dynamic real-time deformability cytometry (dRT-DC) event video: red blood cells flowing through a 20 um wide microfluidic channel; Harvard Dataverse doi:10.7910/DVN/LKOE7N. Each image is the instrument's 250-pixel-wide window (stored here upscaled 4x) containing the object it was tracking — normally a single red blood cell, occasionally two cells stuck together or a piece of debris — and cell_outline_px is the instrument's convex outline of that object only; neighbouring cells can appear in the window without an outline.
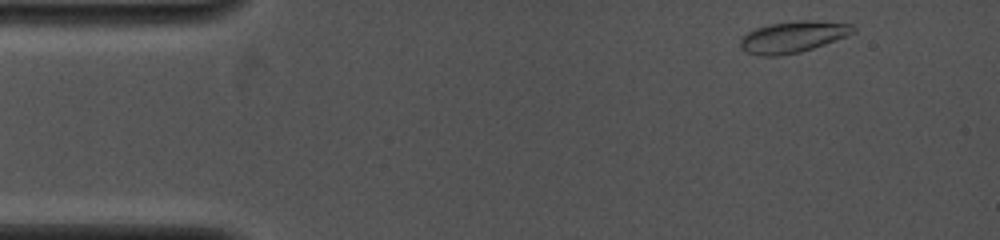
{"species": "common noctule bat (a hibernating species)", "species_latin": "Nyctalus noctula", "temperature_condition": "cold", "stored_images_in_passage": 29, "camera_frame_rate_fps": 4000, "um_per_image_px": 0.085, "animal": {"sex": "female", "body_mass_g": 19.0, "forearm_length_mm": 53.3}, "frame": {"image": 1, "passage_image": 1, "time_ms": 0.0, "image_size_px": [1000, 240], "cell_outline_px": [[856, 32], [824, 44], [800, 52], [780, 56], [760, 56], [744, 52], [740, 48], [740, 36], [756, 28], [772, 24], [800, 20], [808, 20], [852, 24], [856, 28]], "centroid_in_image_um": [67.36, 3.15], "position_along_channel_um": 17.6, "area_um2": 20.63}}
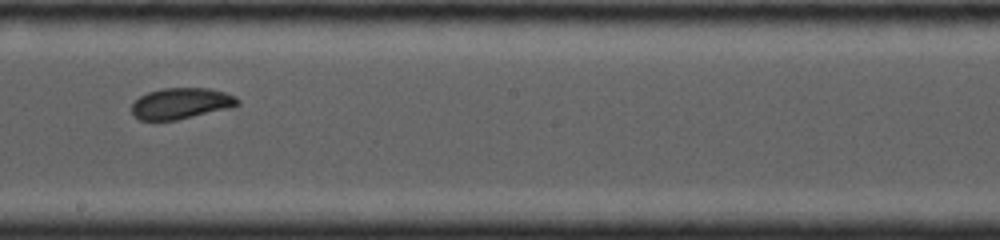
{"frame": {"image": 2, "passage_image": 17, "time_ms": 7.25, "image_size_px": [1000, 240], "cell_outline_px": [[240, 104], [232, 108], [176, 120], [140, 120], [132, 116], [132, 104], [140, 96], [148, 92], [160, 88], [208, 88], [224, 92], [236, 96], [240, 100]], "centroid_in_image_um": [15.41, 8.79], "position_along_channel_um": 232.8, "area_um2": 19.36}}
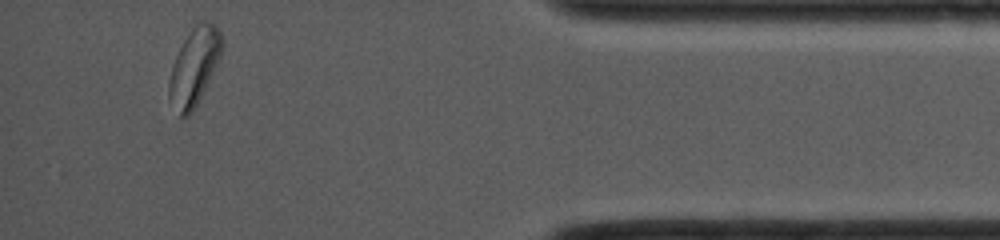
{"frame": {"image": 3, "passage_image": 29, "time_ms": 12.5, "image_size_px": [1000, 240], "cell_outline_px": [[224, 44], [220, 56], [192, 112], [184, 120], [180, 120], [168, 100], [168, 80], [172, 64], [184, 40], [192, 28], [200, 20], [212, 20], [216, 24], [224, 40]], "centroid_in_image_um": [16.48, 5.67], "position_along_channel_um": 418.7, "area_um2": 23.99}, "authors_computed_cell_mechanics": {"area_um2": 19.7098, "velocity_mm_per_s": 4.148, "shape_relaxation_time_tau1_ms": 3.5006, "shape_relaxation_time_tau2_ms": null, "deformation_change_tau1": 0.0913, "deformation_change_tau2": null}}